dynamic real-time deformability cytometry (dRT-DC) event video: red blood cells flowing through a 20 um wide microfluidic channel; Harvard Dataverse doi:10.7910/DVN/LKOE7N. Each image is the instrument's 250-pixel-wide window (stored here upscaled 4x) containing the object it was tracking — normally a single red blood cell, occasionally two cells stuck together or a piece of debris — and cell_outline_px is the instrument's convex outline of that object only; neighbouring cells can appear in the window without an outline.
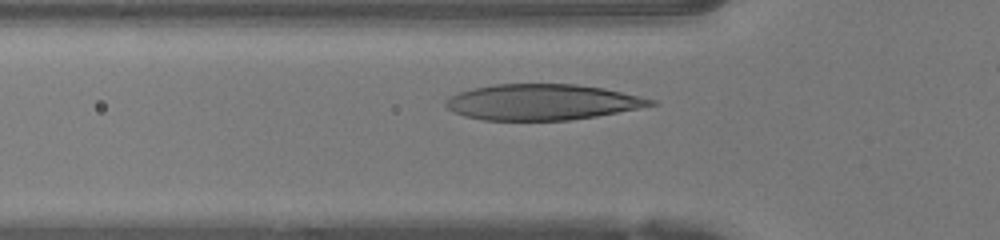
{"species": "human", "species_latin": "Homo sapiens", "temperature_condition": "warm", "stored_images_in_passage": 31, "camera_frame_rate_fps": 3000, "um_per_image_px": 0.085, "donor": {"sex": "female"}, "frame": {"image": 1, "passage_image": 7, "time_ms": 2.0, "image_size_px": [1000, 240], "cell_outline_px": [[660, 104], [596, 116], [568, 120], [484, 120], [464, 116], [448, 108], [444, 104], [444, 100], [448, 96], [472, 88], [496, 84], [576, 84], [604, 88], [640, 96], [656, 100]], "centroid_in_image_um": [46.08, 8.67], "position_along_channel_um": 79.7, "area_um2": 42.77}}
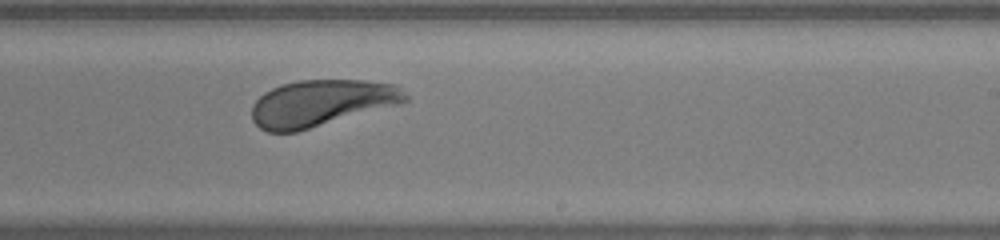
{"frame": {"image": 2, "passage_image": 20, "time_ms": 6.333, "image_size_px": [1000, 240], "cell_outline_px": [[408, 100], [400, 104], [296, 132], [268, 132], [260, 128], [252, 120], [252, 104], [264, 92], [280, 84], [300, 80], [364, 80], [396, 84], [408, 96]], "centroid_in_image_um": [27.3, 8.76], "position_along_channel_um": 261.7, "area_um2": 41.67}}
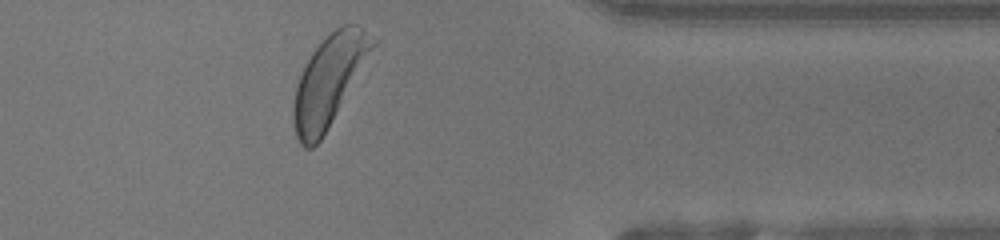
{"frame": {"image": 3, "passage_image": 30, "time_ms": 9.667, "image_size_px": [1000, 240], "cell_outline_px": [[376, 44], [328, 128], [320, 140], [312, 148], [304, 148], [300, 144], [296, 136], [292, 120], [292, 108], [296, 84], [312, 52], [336, 28], [344, 24], [356, 24], [364, 28], [376, 40]], "centroid_in_image_um": [27.94, 6.88], "position_along_channel_um": 383.5, "area_um2": 40.81}, "authors_computed_cell_mechanics": {"area_um2": 42.3674, "velocity_mm_per_s": 4.1984, "shape_relaxation_time_tau1_ms": 2.3627, "shape_relaxation_time_tau2_ms": 5.8056, "deformation_change_tau1": 0.1526, "deformation_change_tau2": 0.1221}}